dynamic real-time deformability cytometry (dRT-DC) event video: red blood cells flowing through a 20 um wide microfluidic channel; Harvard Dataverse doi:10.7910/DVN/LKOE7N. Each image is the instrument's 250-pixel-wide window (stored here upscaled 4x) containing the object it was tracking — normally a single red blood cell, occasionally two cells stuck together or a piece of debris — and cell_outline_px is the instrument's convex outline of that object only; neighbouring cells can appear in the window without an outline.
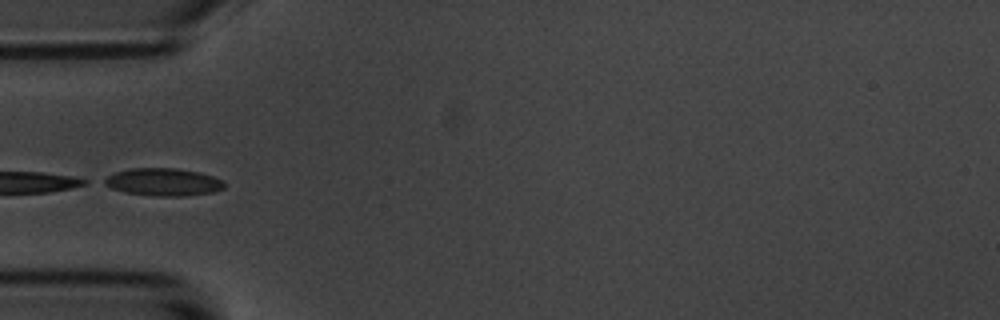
{"species": "common noctule bat (a hibernating species)", "species_latin": "Nyctalus noctula", "temperature_condition": "room temperature", "stored_images_in_passage": 7, "camera_frame_rate_fps": 3000, "um_per_image_px": 0.085, "animal": {"sex": "male", "body_mass_g": 20.1, "forearm_length_mm": 53.5}, "frame": {"image": 1, "passage_image": 5, "time_ms": 4.667, "image_size_px": [1000, 320], "cell_outline_px": [[224, 188], [212, 192], [184, 196], [156, 196], [124, 192], [112, 188], [104, 184], [100, 180], [116, 172], [132, 168], [176, 168], [200, 172], [224, 180]], "centroid_in_image_um": [13.87, 15.47], "position_along_channel_um": 71.1, "area_um2": 19.31}}
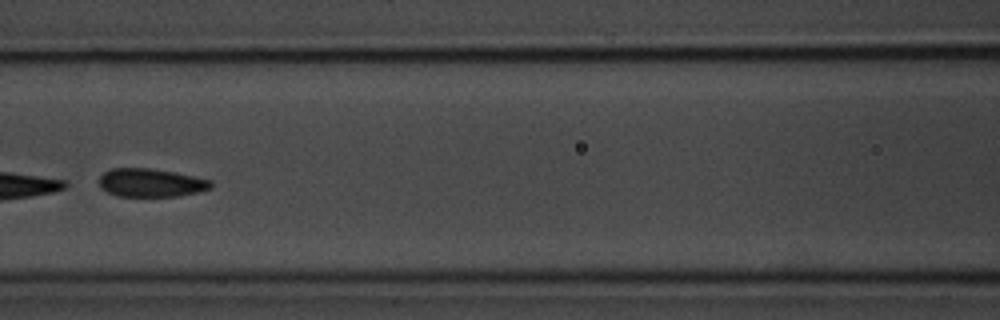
{"frame": {"image": 2, "passage_image": 7, "time_ms": 7.0, "image_size_px": [1000, 320], "cell_outline_px": [[212, 188], [200, 192], [180, 196], [116, 196], [100, 188], [100, 176], [104, 172], [112, 168], [148, 168], [176, 172], [212, 180]], "centroid_in_image_um": [12.86, 15.53], "position_along_channel_um": 153.7, "area_um2": 18.61}}